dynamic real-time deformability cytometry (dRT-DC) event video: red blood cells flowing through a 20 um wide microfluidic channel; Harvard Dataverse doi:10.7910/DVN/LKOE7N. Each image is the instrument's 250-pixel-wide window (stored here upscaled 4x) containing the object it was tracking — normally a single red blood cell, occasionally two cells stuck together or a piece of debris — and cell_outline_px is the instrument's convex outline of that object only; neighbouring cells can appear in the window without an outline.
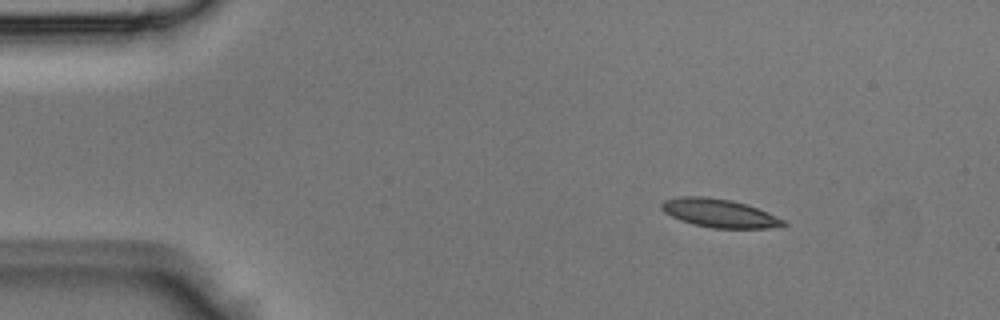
{"species": "Egyptian fruit bat (a non-hibernating species)", "species_latin": "Rousettus aegyptiacus", "temperature_condition": "room temperature", "stored_images_in_passage": 4, "camera_frame_rate_fps": 3000, "um_per_image_px": 0.085, "animal": {"sex": "male"}, "frame": {"image": 1, "passage_image": 1, "time_ms": 0.0, "image_size_px": [1000, 320], "cell_outline_px": [[788, 224], [768, 228], [712, 228], [692, 224], [680, 220], [664, 212], [660, 208], [660, 204], [664, 200], [680, 196], [704, 196], [732, 200], [768, 212], [784, 220]], "centroid_in_image_um": [61.1, 18.11], "position_along_channel_um": 23.9, "area_um2": 20.11}}
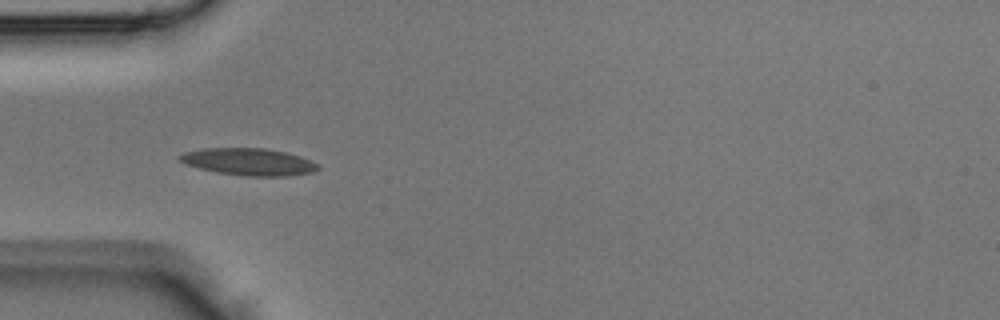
{"frame": {"image": 2, "passage_image": 3, "time_ms": 0.667, "image_size_px": [1000, 320], "cell_outline_px": [[320, 168], [312, 172], [288, 176], [244, 176], [216, 172], [184, 164], [176, 160], [176, 156], [184, 152], [204, 148], [264, 148], [284, 152], [300, 156], [320, 164]], "centroid_in_image_um": [21.1, 13.75], "position_along_channel_um": 63.9, "area_um2": 22.02}}
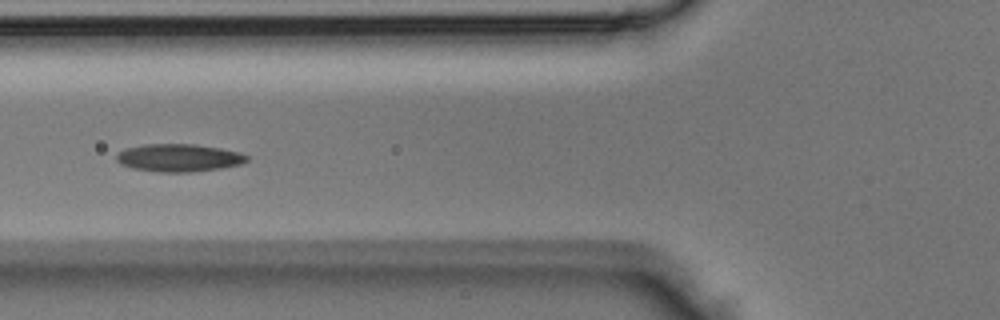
{"frame": {"image": 3, "passage_image": 4, "time_ms": 1.0, "image_size_px": [1000, 320], "cell_outline_px": [[248, 160], [240, 164], [220, 168], [192, 172], [160, 172], [132, 168], [120, 164], [116, 160], [116, 156], [124, 148], [144, 144], [192, 144], [220, 148], [240, 152], [248, 156]], "centroid_in_image_um": [15.18, 13.41], "position_along_channel_um": 110.6, "area_um2": 21.04}}